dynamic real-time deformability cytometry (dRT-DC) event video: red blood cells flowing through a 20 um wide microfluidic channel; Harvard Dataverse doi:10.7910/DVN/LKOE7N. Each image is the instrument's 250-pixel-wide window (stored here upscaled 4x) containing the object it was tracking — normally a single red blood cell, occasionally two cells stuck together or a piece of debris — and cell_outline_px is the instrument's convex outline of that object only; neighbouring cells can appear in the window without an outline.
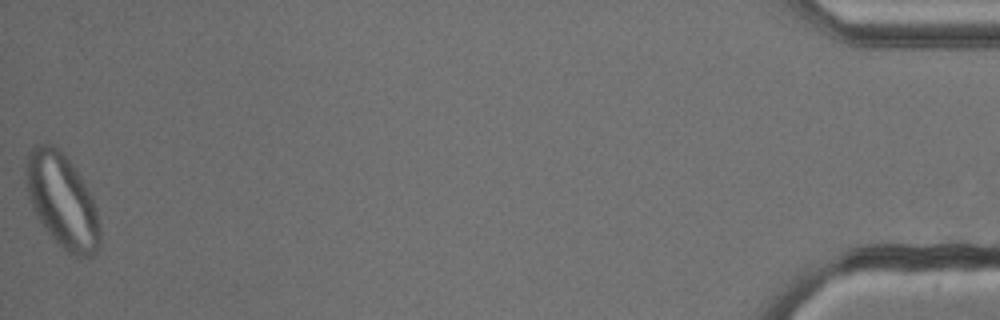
{"species": "common noctule bat (a hibernating species)", "species_latin": "Nyctalus noctula", "temperature_condition": "cold", "stored_images_in_passage": 52, "camera_frame_rate_fps": 3000, "um_per_image_px": 0.085, "animal": {"sex": "male", "body_mass_g": 13.3}, "frame": {"image": 1, "passage_image": 52, "time_ms": 17.0, "image_size_px": [1000, 320], "cell_outline_px": [[100, 248], [92, 256], [80, 260], [68, 252], [48, 232], [36, 216], [32, 208], [28, 196], [28, 152], [32, 144], [56, 144], [60, 148], [72, 164], [80, 176], [92, 196], [96, 208], [100, 224]], "centroid_in_image_um": [5.33, 17.08], "position_along_channel_um": 429.9, "area_um2": 40.46}}